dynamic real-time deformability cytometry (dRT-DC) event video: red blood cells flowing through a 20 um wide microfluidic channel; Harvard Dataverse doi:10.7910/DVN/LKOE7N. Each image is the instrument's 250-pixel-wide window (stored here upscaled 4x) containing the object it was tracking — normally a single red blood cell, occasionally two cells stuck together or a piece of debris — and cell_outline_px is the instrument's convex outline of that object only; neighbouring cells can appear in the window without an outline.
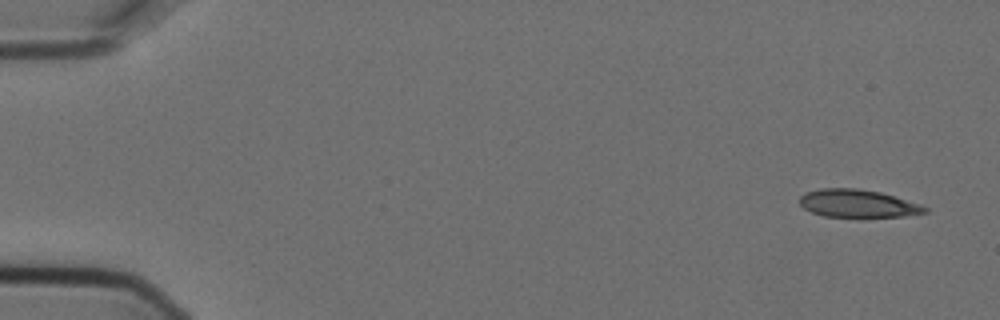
{"species": "Egyptian fruit bat (a non-hibernating species)", "species_latin": "Rousettus aegyptiacus", "temperature_condition": "cold", "stored_images_in_passage": 3, "camera_frame_rate_fps": 3000, "um_per_image_px": 0.085, "animal": {"sex": "female"}, "frame": {"image": 1, "passage_image": 3, "time_ms": 0.667, "image_size_px": [1000, 320], "cell_outline_px": [[928, 212], [904, 216], [860, 220], [824, 216], [812, 212], [804, 208], [800, 204], [800, 196], [804, 192], [820, 188], [856, 188], [880, 192], [928, 208]], "centroid_in_image_um": [72.86, 17.35], "position_along_channel_um": 12.1, "area_um2": 20.98}}